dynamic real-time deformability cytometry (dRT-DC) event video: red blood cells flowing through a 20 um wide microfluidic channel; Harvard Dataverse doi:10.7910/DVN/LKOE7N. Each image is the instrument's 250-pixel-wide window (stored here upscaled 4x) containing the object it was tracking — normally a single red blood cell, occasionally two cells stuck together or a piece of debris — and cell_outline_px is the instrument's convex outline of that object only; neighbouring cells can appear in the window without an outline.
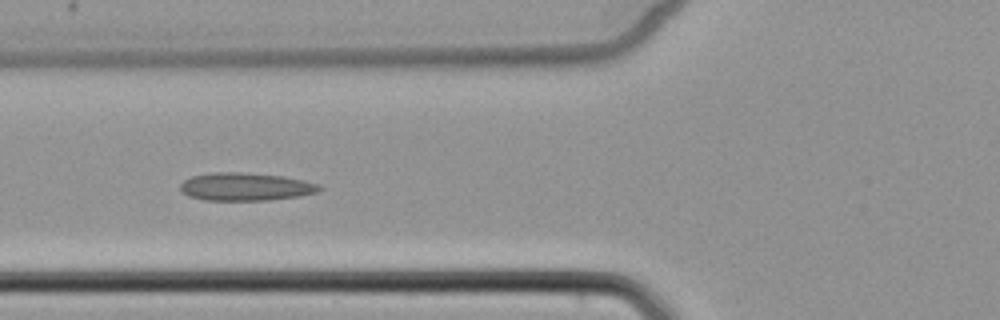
{"species": "common noctule bat (a hibernating species)", "species_latin": "Nyctalus noctula", "temperature_condition": "cold", "stored_images_in_passage": 6, "camera_frame_rate_fps": 3000, "um_per_image_px": 0.085, "animal": {"sex": "female", "body_mass_g": 22.7, "forearm_length_mm": 54.2}, "frame": {"image": 1, "passage_image": 5, "time_ms": 5.667, "image_size_px": [1000, 320], "cell_outline_px": [[324, 188], [316, 192], [300, 196], [268, 200], [204, 200], [188, 196], [180, 192], [180, 184], [184, 180], [192, 176], [216, 172], [240, 172], [284, 176], [304, 180], [320, 184]], "centroid_in_image_um": [20.88, 15.87], "position_along_channel_um": 104.9, "area_um2": 22.77}}
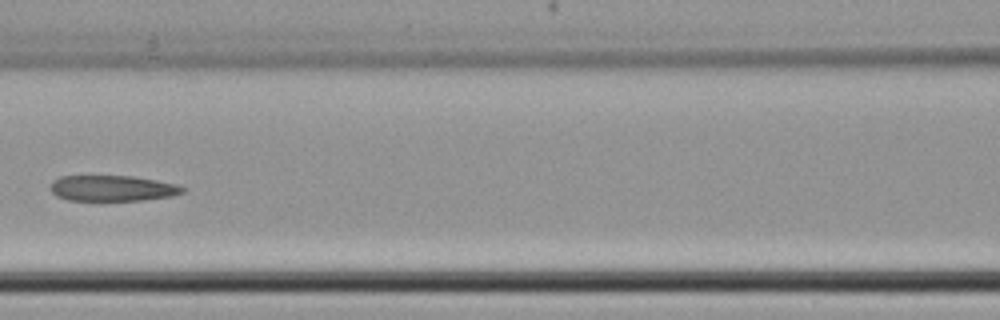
{"frame": {"image": 2, "passage_image": 6, "time_ms": 7.0, "image_size_px": [1000, 320], "cell_outline_px": [[184, 192], [168, 196], [144, 200], [68, 200], [56, 196], [48, 188], [52, 180], [60, 176], [132, 176], [156, 180], [176, 184], [184, 188]], "centroid_in_image_um": [9.48, 15.99], "position_along_channel_um": 157.1, "area_um2": 19.77}}